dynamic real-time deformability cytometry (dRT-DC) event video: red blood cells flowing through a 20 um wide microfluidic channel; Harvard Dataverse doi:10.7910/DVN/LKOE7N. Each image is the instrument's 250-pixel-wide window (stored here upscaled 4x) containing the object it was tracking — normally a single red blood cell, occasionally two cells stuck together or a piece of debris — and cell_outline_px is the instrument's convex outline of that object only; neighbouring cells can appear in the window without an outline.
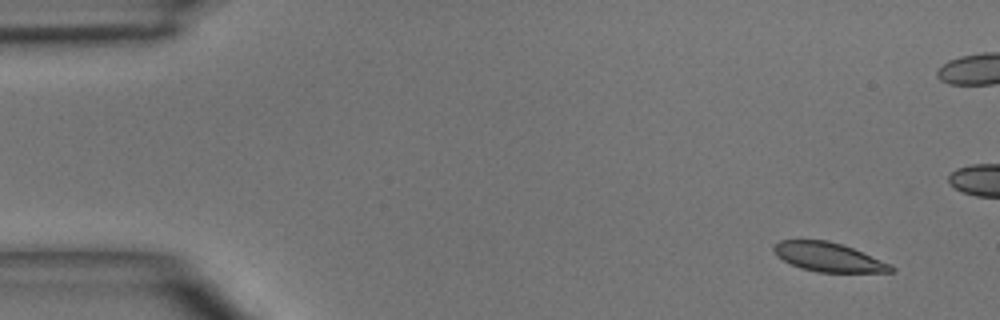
{"species": "common noctule bat (a hibernating species)", "species_latin": "Nyctalus noctula", "temperature_condition": "room temperature", "stored_images_in_passage": 5, "camera_frame_rate_fps": 3000, "um_per_image_px": 0.085, "animal": {"sex": "male", "body_mass_g": 15.6}, "frame": {"image": 1, "passage_image": 1, "time_ms": 0.0, "image_size_px": [1000, 320], "cell_outline_px": [[896, 272], [820, 272], [800, 268], [776, 256], [772, 248], [772, 244], [780, 240], [828, 240], [844, 244], [892, 264], [896, 268]], "centroid_in_image_um": [70.44, 21.84], "position_along_channel_um": 14.6, "area_um2": 20.11}}